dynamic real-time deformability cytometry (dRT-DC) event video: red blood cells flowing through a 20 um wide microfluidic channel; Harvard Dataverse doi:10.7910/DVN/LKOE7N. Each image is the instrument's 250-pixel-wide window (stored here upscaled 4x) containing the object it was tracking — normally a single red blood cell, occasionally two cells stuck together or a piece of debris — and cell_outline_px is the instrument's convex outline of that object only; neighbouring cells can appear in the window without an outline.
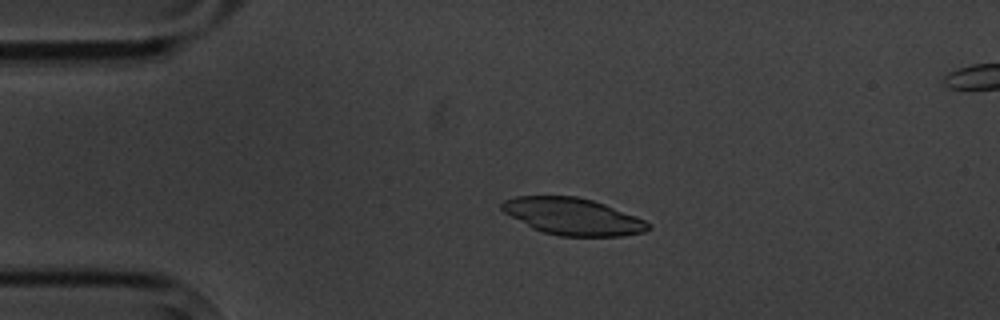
{"species": "common noctule bat (a hibernating species)", "species_latin": "Nyctalus noctula", "temperature_condition": "cold", "stored_images_in_passage": 3, "segment_of_instrument_passage": [1, 2], "camera_frame_rate_fps": 3000, "um_per_image_px": 0.085, "animal": {"sex": "male", "body_mass_g": 20.1, "forearm_length_mm": 53.5}, "frame": {"image": 1, "passage_image": 1, "time_ms": 0.0, "image_size_px": [1000, 320], "cell_outline_px": [[652, 228], [644, 232], [620, 236], [560, 236], [544, 232], [532, 228], [504, 212], [500, 208], [500, 204], [504, 200], [516, 196], [576, 196], [592, 200], [604, 204], [636, 216], [652, 224]], "centroid_in_image_um": [48.69, 18.4], "position_along_channel_um": 36.3, "area_um2": 31.39}}